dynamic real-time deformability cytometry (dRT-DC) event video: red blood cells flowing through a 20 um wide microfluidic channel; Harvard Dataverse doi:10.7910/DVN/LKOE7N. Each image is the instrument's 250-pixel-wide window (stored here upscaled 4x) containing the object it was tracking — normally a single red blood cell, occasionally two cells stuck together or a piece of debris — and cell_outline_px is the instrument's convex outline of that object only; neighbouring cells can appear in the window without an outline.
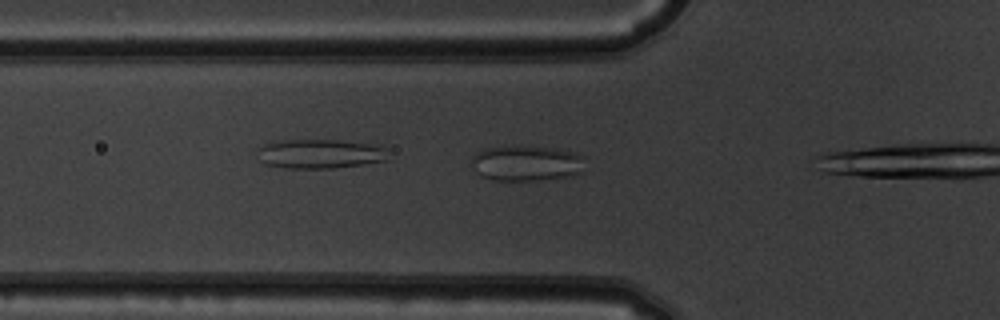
{"species": "common noctule bat (a hibernating species)", "species_latin": "Nyctalus noctula", "temperature_condition": "warm", "stored_images_in_passage": 19, "camera_frame_rate_fps": 3000, "um_per_image_px": 0.085, "animal": {"sex": "male", "body_mass_g": 19.5, "forearm_length_mm": 54.6}, "frame": {"image": 1, "passage_image": 4, "time_ms": 1.0, "image_size_px": [1000, 320], "cell_outline_px": [[584, 156], [580, 172], [572, 176], [532, 180], [496, 180], [480, 176], [476, 172], [472, 164], [472, 156], [488, 148], [552, 148], [576, 152]], "centroid_in_image_um": [44.76, 13.9], "position_along_channel_um": 81.0, "area_um2": 22.6}}